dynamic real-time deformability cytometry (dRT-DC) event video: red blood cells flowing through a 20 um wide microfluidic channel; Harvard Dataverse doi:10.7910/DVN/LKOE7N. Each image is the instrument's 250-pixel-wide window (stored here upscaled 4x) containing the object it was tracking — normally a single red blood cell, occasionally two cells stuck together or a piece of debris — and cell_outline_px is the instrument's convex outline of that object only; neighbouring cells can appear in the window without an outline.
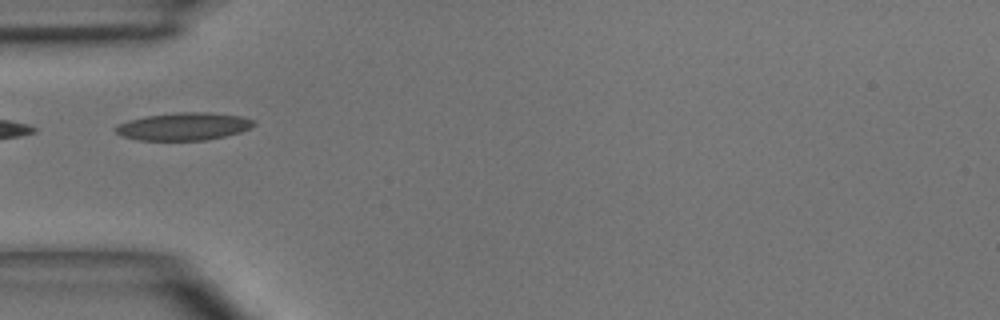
{"species": "common noctule bat (a hibernating species)", "species_latin": "Nyctalus noctula", "temperature_condition": "room temperature", "stored_images_in_passage": 2, "camera_frame_rate_fps": 3000, "um_per_image_px": 0.085, "animal": {"sex": "male", "body_mass_g": 15.6}, "frame": {"image": 1, "passage_image": 2, "time_ms": 1.0, "image_size_px": [1000, 320], "cell_outline_px": [[256, 124], [240, 132], [224, 136], [204, 140], [136, 140], [120, 136], [112, 128], [116, 124], [128, 120], [148, 116], [176, 112], [208, 112], [240, 116], [256, 120]], "centroid_in_image_um": [15.56, 10.74], "position_along_channel_um": 69.4, "area_um2": 22.37}}